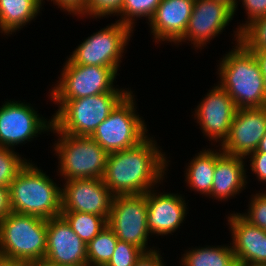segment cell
<instances>
[{"label": "cell", "instance_id": "37", "mask_svg": "<svg viewBox=\"0 0 266 266\" xmlns=\"http://www.w3.org/2000/svg\"><path fill=\"white\" fill-rule=\"evenodd\" d=\"M253 53L261 69L263 77H266V50H248Z\"/></svg>", "mask_w": 266, "mask_h": 266}, {"label": "cell", "instance_id": "2", "mask_svg": "<svg viewBox=\"0 0 266 266\" xmlns=\"http://www.w3.org/2000/svg\"><path fill=\"white\" fill-rule=\"evenodd\" d=\"M235 45L218 65V84L226 90L237 109L265 107L264 82L258 61L240 43Z\"/></svg>", "mask_w": 266, "mask_h": 266}, {"label": "cell", "instance_id": "13", "mask_svg": "<svg viewBox=\"0 0 266 266\" xmlns=\"http://www.w3.org/2000/svg\"><path fill=\"white\" fill-rule=\"evenodd\" d=\"M233 17V10L224 3L214 0H194L186 31L175 44L187 40L200 49L221 34Z\"/></svg>", "mask_w": 266, "mask_h": 266}, {"label": "cell", "instance_id": "24", "mask_svg": "<svg viewBox=\"0 0 266 266\" xmlns=\"http://www.w3.org/2000/svg\"><path fill=\"white\" fill-rule=\"evenodd\" d=\"M118 238L107 225L87 244V266H106L117 245Z\"/></svg>", "mask_w": 266, "mask_h": 266}, {"label": "cell", "instance_id": "17", "mask_svg": "<svg viewBox=\"0 0 266 266\" xmlns=\"http://www.w3.org/2000/svg\"><path fill=\"white\" fill-rule=\"evenodd\" d=\"M155 192L151 189L146 193L149 232L151 236L172 234L185 219L187 203L181 194Z\"/></svg>", "mask_w": 266, "mask_h": 266}, {"label": "cell", "instance_id": "6", "mask_svg": "<svg viewBox=\"0 0 266 266\" xmlns=\"http://www.w3.org/2000/svg\"><path fill=\"white\" fill-rule=\"evenodd\" d=\"M51 132L59 135L53 148L59 160V175L64 181L103 178L108 153L91 136L60 133L54 127Z\"/></svg>", "mask_w": 266, "mask_h": 266}, {"label": "cell", "instance_id": "39", "mask_svg": "<svg viewBox=\"0 0 266 266\" xmlns=\"http://www.w3.org/2000/svg\"><path fill=\"white\" fill-rule=\"evenodd\" d=\"M26 266H58L52 263H49L46 260L31 261L26 263Z\"/></svg>", "mask_w": 266, "mask_h": 266}, {"label": "cell", "instance_id": "10", "mask_svg": "<svg viewBox=\"0 0 266 266\" xmlns=\"http://www.w3.org/2000/svg\"><path fill=\"white\" fill-rule=\"evenodd\" d=\"M107 224L118 240L133 244L144 253L156 250L155 247L147 248L150 232L147 226L146 193L114 196Z\"/></svg>", "mask_w": 266, "mask_h": 266}, {"label": "cell", "instance_id": "30", "mask_svg": "<svg viewBox=\"0 0 266 266\" xmlns=\"http://www.w3.org/2000/svg\"><path fill=\"white\" fill-rule=\"evenodd\" d=\"M251 196L248 212L240 215L250 224L266 231V191Z\"/></svg>", "mask_w": 266, "mask_h": 266}, {"label": "cell", "instance_id": "32", "mask_svg": "<svg viewBox=\"0 0 266 266\" xmlns=\"http://www.w3.org/2000/svg\"><path fill=\"white\" fill-rule=\"evenodd\" d=\"M242 5L246 10L247 14V21L244 24H240L236 31H234L235 35L234 38L236 40L235 43H239L240 31L250 22L254 21L255 19L265 17L266 16V0H241Z\"/></svg>", "mask_w": 266, "mask_h": 266}, {"label": "cell", "instance_id": "9", "mask_svg": "<svg viewBox=\"0 0 266 266\" xmlns=\"http://www.w3.org/2000/svg\"><path fill=\"white\" fill-rule=\"evenodd\" d=\"M133 30L119 21L85 39L69 56L74 64L119 69L122 54Z\"/></svg>", "mask_w": 266, "mask_h": 266}, {"label": "cell", "instance_id": "29", "mask_svg": "<svg viewBox=\"0 0 266 266\" xmlns=\"http://www.w3.org/2000/svg\"><path fill=\"white\" fill-rule=\"evenodd\" d=\"M143 254L137 246L118 240L112 258L106 266H134Z\"/></svg>", "mask_w": 266, "mask_h": 266}, {"label": "cell", "instance_id": "16", "mask_svg": "<svg viewBox=\"0 0 266 266\" xmlns=\"http://www.w3.org/2000/svg\"><path fill=\"white\" fill-rule=\"evenodd\" d=\"M205 96L194 111L195 120L197 119L205 136L222 144L228 135L237 107L219 84Z\"/></svg>", "mask_w": 266, "mask_h": 266}, {"label": "cell", "instance_id": "4", "mask_svg": "<svg viewBox=\"0 0 266 266\" xmlns=\"http://www.w3.org/2000/svg\"><path fill=\"white\" fill-rule=\"evenodd\" d=\"M47 220L11 212L0 221V258L28 263L44 260Z\"/></svg>", "mask_w": 266, "mask_h": 266}, {"label": "cell", "instance_id": "15", "mask_svg": "<svg viewBox=\"0 0 266 266\" xmlns=\"http://www.w3.org/2000/svg\"><path fill=\"white\" fill-rule=\"evenodd\" d=\"M44 260L58 266H87V245L62 215L47 220Z\"/></svg>", "mask_w": 266, "mask_h": 266}, {"label": "cell", "instance_id": "12", "mask_svg": "<svg viewBox=\"0 0 266 266\" xmlns=\"http://www.w3.org/2000/svg\"><path fill=\"white\" fill-rule=\"evenodd\" d=\"M61 195V212H85L107 220L115 196L102 179L95 178L65 181Z\"/></svg>", "mask_w": 266, "mask_h": 266}, {"label": "cell", "instance_id": "25", "mask_svg": "<svg viewBox=\"0 0 266 266\" xmlns=\"http://www.w3.org/2000/svg\"><path fill=\"white\" fill-rule=\"evenodd\" d=\"M72 230L87 245L108 224L103 216L85 212H61Z\"/></svg>", "mask_w": 266, "mask_h": 266}, {"label": "cell", "instance_id": "20", "mask_svg": "<svg viewBox=\"0 0 266 266\" xmlns=\"http://www.w3.org/2000/svg\"><path fill=\"white\" fill-rule=\"evenodd\" d=\"M246 158L222 153L216 160L210 197L225 201L246 189Z\"/></svg>", "mask_w": 266, "mask_h": 266}, {"label": "cell", "instance_id": "33", "mask_svg": "<svg viewBox=\"0 0 266 266\" xmlns=\"http://www.w3.org/2000/svg\"><path fill=\"white\" fill-rule=\"evenodd\" d=\"M53 4H56L58 8L63 11L72 13L75 16L88 17L87 16V1L88 0H51Z\"/></svg>", "mask_w": 266, "mask_h": 266}, {"label": "cell", "instance_id": "28", "mask_svg": "<svg viewBox=\"0 0 266 266\" xmlns=\"http://www.w3.org/2000/svg\"><path fill=\"white\" fill-rule=\"evenodd\" d=\"M27 162L13 148L0 147V186L9 187Z\"/></svg>", "mask_w": 266, "mask_h": 266}, {"label": "cell", "instance_id": "43", "mask_svg": "<svg viewBox=\"0 0 266 266\" xmlns=\"http://www.w3.org/2000/svg\"><path fill=\"white\" fill-rule=\"evenodd\" d=\"M263 82H264V92L266 96V77H263Z\"/></svg>", "mask_w": 266, "mask_h": 266}, {"label": "cell", "instance_id": "35", "mask_svg": "<svg viewBox=\"0 0 266 266\" xmlns=\"http://www.w3.org/2000/svg\"><path fill=\"white\" fill-rule=\"evenodd\" d=\"M162 261L159 250L144 253L135 263L134 266H166Z\"/></svg>", "mask_w": 266, "mask_h": 266}, {"label": "cell", "instance_id": "34", "mask_svg": "<svg viewBox=\"0 0 266 266\" xmlns=\"http://www.w3.org/2000/svg\"><path fill=\"white\" fill-rule=\"evenodd\" d=\"M250 156V157H249ZM250 167L260 182H266V153L252 152L248 155Z\"/></svg>", "mask_w": 266, "mask_h": 266}, {"label": "cell", "instance_id": "7", "mask_svg": "<svg viewBox=\"0 0 266 266\" xmlns=\"http://www.w3.org/2000/svg\"><path fill=\"white\" fill-rule=\"evenodd\" d=\"M58 83L51 90V100L60 108L67 100L106 92H131L114 87L118 69L113 67L74 64L69 58L64 63Z\"/></svg>", "mask_w": 266, "mask_h": 266}, {"label": "cell", "instance_id": "36", "mask_svg": "<svg viewBox=\"0 0 266 266\" xmlns=\"http://www.w3.org/2000/svg\"><path fill=\"white\" fill-rule=\"evenodd\" d=\"M11 212L9 187L0 186V221Z\"/></svg>", "mask_w": 266, "mask_h": 266}, {"label": "cell", "instance_id": "14", "mask_svg": "<svg viewBox=\"0 0 266 266\" xmlns=\"http://www.w3.org/2000/svg\"><path fill=\"white\" fill-rule=\"evenodd\" d=\"M266 133V106L237 109L228 135L220 149L229 155L246 158L256 151Z\"/></svg>", "mask_w": 266, "mask_h": 266}, {"label": "cell", "instance_id": "41", "mask_svg": "<svg viewBox=\"0 0 266 266\" xmlns=\"http://www.w3.org/2000/svg\"><path fill=\"white\" fill-rule=\"evenodd\" d=\"M254 152H264V153H266V133L262 137V139L260 140L259 145H258L256 151H254Z\"/></svg>", "mask_w": 266, "mask_h": 266}, {"label": "cell", "instance_id": "26", "mask_svg": "<svg viewBox=\"0 0 266 266\" xmlns=\"http://www.w3.org/2000/svg\"><path fill=\"white\" fill-rule=\"evenodd\" d=\"M160 2L161 0H124L120 11L116 14L120 16L117 21L133 30L135 19L146 17L150 21Z\"/></svg>", "mask_w": 266, "mask_h": 266}, {"label": "cell", "instance_id": "1", "mask_svg": "<svg viewBox=\"0 0 266 266\" xmlns=\"http://www.w3.org/2000/svg\"><path fill=\"white\" fill-rule=\"evenodd\" d=\"M152 138L108 154L102 180L115 196L145 194L161 184L170 161Z\"/></svg>", "mask_w": 266, "mask_h": 266}, {"label": "cell", "instance_id": "23", "mask_svg": "<svg viewBox=\"0 0 266 266\" xmlns=\"http://www.w3.org/2000/svg\"><path fill=\"white\" fill-rule=\"evenodd\" d=\"M185 253L181 258L182 266H236L237 264L231 245L197 247Z\"/></svg>", "mask_w": 266, "mask_h": 266}, {"label": "cell", "instance_id": "31", "mask_svg": "<svg viewBox=\"0 0 266 266\" xmlns=\"http://www.w3.org/2000/svg\"><path fill=\"white\" fill-rule=\"evenodd\" d=\"M124 0H88L87 15L92 18L114 16L120 11Z\"/></svg>", "mask_w": 266, "mask_h": 266}, {"label": "cell", "instance_id": "18", "mask_svg": "<svg viewBox=\"0 0 266 266\" xmlns=\"http://www.w3.org/2000/svg\"><path fill=\"white\" fill-rule=\"evenodd\" d=\"M193 6L194 0H161L148 22L155 43H176L186 31Z\"/></svg>", "mask_w": 266, "mask_h": 266}, {"label": "cell", "instance_id": "19", "mask_svg": "<svg viewBox=\"0 0 266 266\" xmlns=\"http://www.w3.org/2000/svg\"><path fill=\"white\" fill-rule=\"evenodd\" d=\"M227 218L237 263L266 264V231L250 224L240 213Z\"/></svg>", "mask_w": 266, "mask_h": 266}, {"label": "cell", "instance_id": "38", "mask_svg": "<svg viewBox=\"0 0 266 266\" xmlns=\"http://www.w3.org/2000/svg\"><path fill=\"white\" fill-rule=\"evenodd\" d=\"M0 266H26V263L0 258Z\"/></svg>", "mask_w": 266, "mask_h": 266}, {"label": "cell", "instance_id": "21", "mask_svg": "<svg viewBox=\"0 0 266 266\" xmlns=\"http://www.w3.org/2000/svg\"><path fill=\"white\" fill-rule=\"evenodd\" d=\"M43 0H0V31L12 34L30 23L40 12Z\"/></svg>", "mask_w": 266, "mask_h": 266}, {"label": "cell", "instance_id": "11", "mask_svg": "<svg viewBox=\"0 0 266 266\" xmlns=\"http://www.w3.org/2000/svg\"><path fill=\"white\" fill-rule=\"evenodd\" d=\"M5 103V104H4ZM0 106V147L13 148L53 127V118L47 121L39 117L31 104L19 101H5Z\"/></svg>", "mask_w": 266, "mask_h": 266}, {"label": "cell", "instance_id": "5", "mask_svg": "<svg viewBox=\"0 0 266 266\" xmlns=\"http://www.w3.org/2000/svg\"><path fill=\"white\" fill-rule=\"evenodd\" d=\"M130 92H106L67 100L53 116V127L60 133L91 136Z\"/></svg>", "mask_w": 266, "mask_h": 266}, {"label": "cell", "instance_id": "3", "mask_svg": "<svg viewBox=\"0 0 266 266\" xmlns=\"http://www.w3.org/2000/svg\"><path fill=\"white\" fill-rule=\"evenodd\" d=\"M12 212L45 220L61 215V187L29 161L9 185Z\"/></svg>", "mask_w": 266, "mask_h": 266}, {"label": "cell", "instance_id": "8", "mask_svg": "<svg viewBox=\"0 0 266 266\" xmlns=\"http://www.w3.org/2000/svg\"><path fill=\"white\" fill-rule=\"evenodd\" d=\"M132 94L131 91L91 135L108 154L134 147L149 136L145 120L135 113Z\"/></svg>", "mask_w": 266, "mask_h": 266}, {"label": "cell", "instance_id": "22", "mask_svg": "<svg viewBox=\"0 0 266 266\" xmlns=\"http://www.w3.org/2000/svg\"><path fill=\"white\" fill-rule=\"evenodd\" d=\"M214 151L210 149L200 151L191 159L186 168L187 186L201 195L209 196L211 194L216 160L223 153L220 148L219 152Z\"/></svg>", "mask_w": 266, "mask_h": 266}, {"label": "cell", "instance_id": "27", "mask_svg": "<svg viewBox=\"0 0 266 266\" xmlns=\"http://www.w3.org/2000/svg\"><path fill=\"white\" fill-rule=\"evenodd\" d=\"M239 43L246 50H266V16L247 24L240 31Z\"/></svg>", "mask_w": 266, "mask_h": 266}, {"label": "cell", "instance_id": "40", "mask_svg": "<svg viewBox=\"0 0 266 266\" xmlns=\"http://www.w3.org/2000/svg\"><path fill=\"white\" fill-rule=\"evenodd\" d=\"M214 1H218V2H221V3L228 5L233 10V14H235V12L237 10L236 8L238 6L237 0H214Z\"/></svg>", "mask_w": 266, "mask_h": 266}, {"label": "cell", "instance_id": "42", "mask_svg": "<svg viewBox=\"0 0 266 266\" xmlns=\"http://www.w3.org/2000/svg\"><path fill=\"white\" fill-rule=\"evenodd\" d=\"M236 266H266V264H256V263H237Z\"/></svg>", "mask_w": 266, "mask_h": 266}]
</instances>
